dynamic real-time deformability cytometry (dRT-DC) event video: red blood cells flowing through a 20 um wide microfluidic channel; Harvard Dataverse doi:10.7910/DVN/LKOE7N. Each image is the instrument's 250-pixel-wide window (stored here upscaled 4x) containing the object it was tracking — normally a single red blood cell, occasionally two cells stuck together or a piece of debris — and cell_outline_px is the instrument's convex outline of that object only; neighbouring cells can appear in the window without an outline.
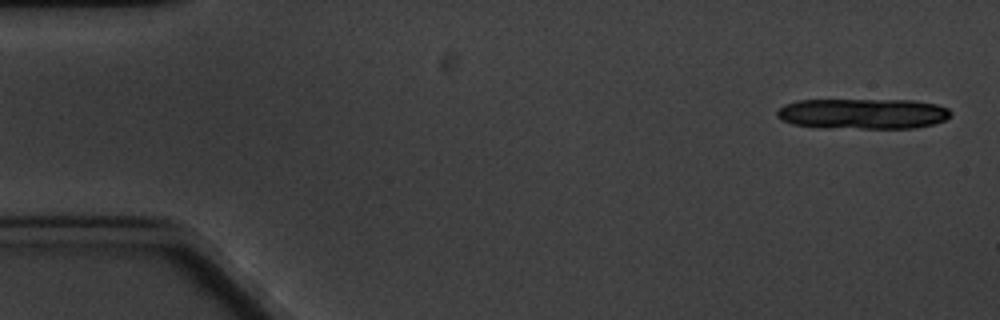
{"species": "common noctule bat (a hibernating species)", "species_latin": "Nyctalus noctula", "temperature_condition": "cold", "stored_images_in_passage": 8, "camera_frame_rate_fps": 3000, "um_per_image_px": 0.085, "animal": {"sex": "male", "body_mass_g": 20.1, "forearm_length_mm": 53.5}, "frame": {"image": 1, "passage_image": 1, "time_ms": 0.0, "image_size_px": [1000, 320], "cell_outline_px": [[952, 112], [944, 120], [932, 124], [916, 128], [820, 128], [792, 124], [780, 120], [776, 116], [776, 112], [784, 104], [796, 100], [912, 100], [936, 104], [948, 108]], "centroid_in_image_um": [73.29, 9.67], "position_along_channel_um": 11.7, "area_um2": 31.15}}
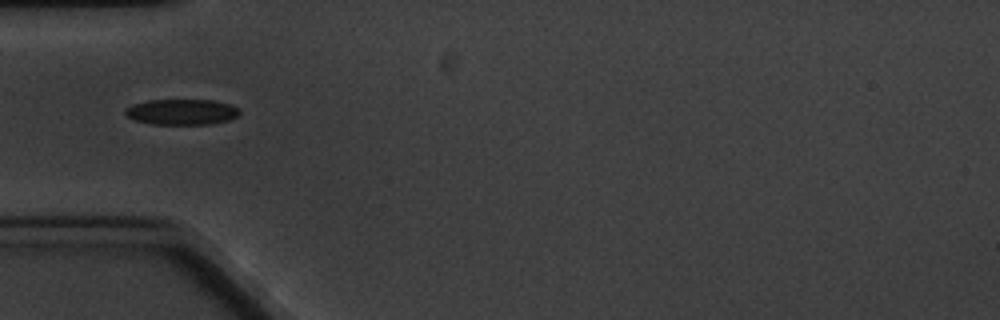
{"frame": {"image": 2, "passage_image": 5, "time_ms": 5.667, "image_size_px": [1000, 320], "cell_outline_px": [[240, 112], [236, 116], [228, 120], [212, 124], [152, 124], [132, 120], [124, 116], [124, 108], [132, 104], [148, 100], [212, 100], [232, 104], [240, 108]], "centroid_in_image_um": [15.4, 9.51], "position_along_channel_um": 69.6, "area_um2": 17.4}}